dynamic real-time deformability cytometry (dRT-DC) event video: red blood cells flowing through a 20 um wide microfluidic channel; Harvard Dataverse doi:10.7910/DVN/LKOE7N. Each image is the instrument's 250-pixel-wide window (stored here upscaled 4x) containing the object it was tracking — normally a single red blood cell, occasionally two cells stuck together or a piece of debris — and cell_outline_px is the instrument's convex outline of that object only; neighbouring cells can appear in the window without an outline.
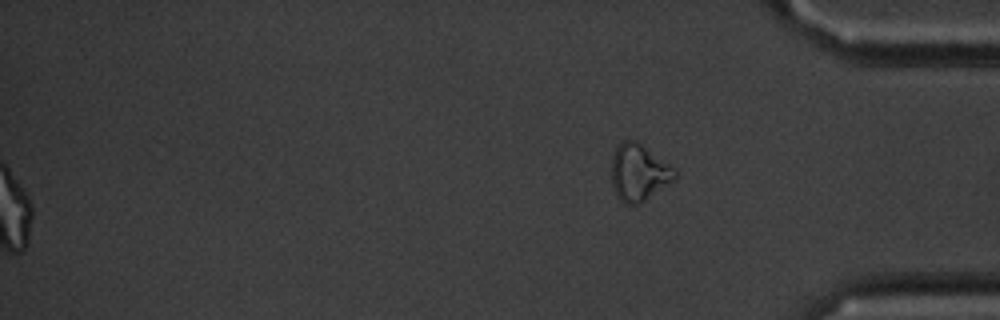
{"species": "common noctule bat (a hibernating species)", "species_latin": "Nyctalus noctula", "temperature_condition": "cold", "stored_images_in_passage": 56, "segment_of_instrument_passage": [2, 2], "camera_frame_rate_fps": 3000, "um_per_image_px": 0.085, "animal": {"sex": "male", "body_mass_g": 20.1, "forearm_length_mm": 53.5}, "frame": {"image": 1, "passage_image": 56, "time_ms": 18.333, "image_size_px": [1000, 320], "cell_outline_px": [[676, 180], [640, 204], [624, 204], [620, 200], [612, 184], [612, 156], [616, 144], [624, 140], [636, 140], [672, 164], [676, 168]], "centroid_in_image_um": [54.34, 14.64], "position_along_channel_um": 380.9, "area_um2": 21.44}}